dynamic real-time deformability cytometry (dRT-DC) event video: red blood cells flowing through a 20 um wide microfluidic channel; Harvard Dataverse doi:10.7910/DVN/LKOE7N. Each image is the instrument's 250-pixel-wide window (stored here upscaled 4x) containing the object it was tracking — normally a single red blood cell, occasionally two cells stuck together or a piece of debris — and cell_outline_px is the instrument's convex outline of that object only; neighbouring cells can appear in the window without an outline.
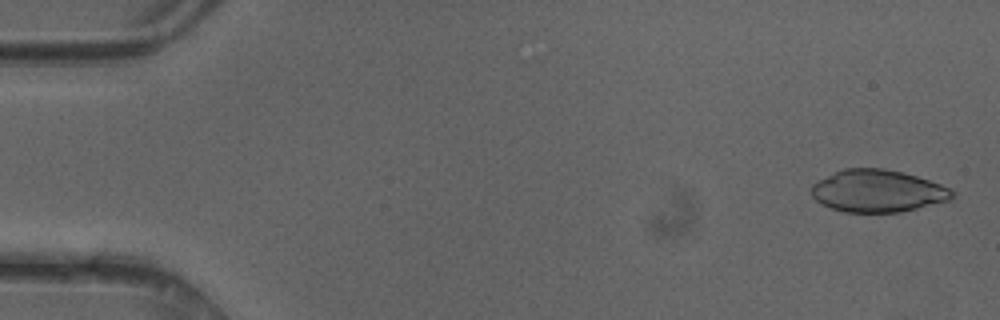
{"species": "common noctule bat (a hibernating species)", "species_latin": "Nyctalus noctula", "temperature_condition": "cold", "stored_images_in_passage": 49, "camera_frame_rate_fps": 3000, "um_per_image_px": 0.085, "animal": {"sex": "female"}, "frame": {"image": 1, "passage_image": 2, "time_ms": 0.333, "image_size_px": [1000, 320], "cell_outline_px": [[956, 196], [952, 200], [900, 212], [844, 212], [832, 208], [816, 200], [812, 196], [812, 184], [844, 168], [884, 168], [916, 176], [952, 188], [956, 192]], "centroid_in_image_um": [74.67, 16.24], "position_along_channel_um": 10.3, "area_um2": 34.56}}
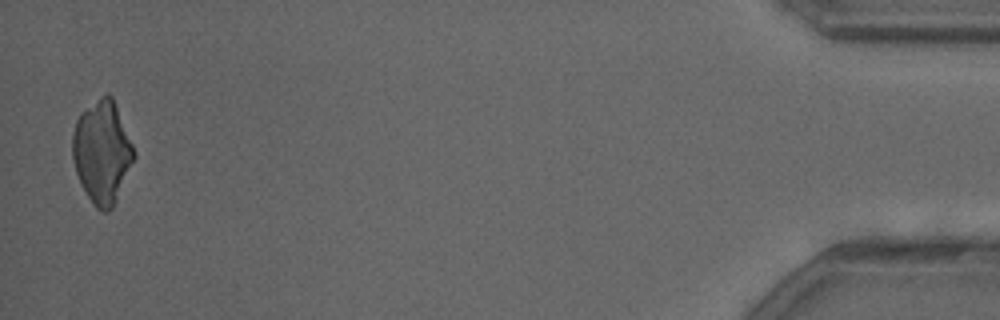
{"frame": {"image": 2, "passage_image": 48, "time_ms": 15.667, "image_size_px": [1000, 320], "cell_outline_px": [[136, 156], [116, 200], [112, 208], [108, 212], [100, 212], [96, 208], [80, 184], [76, 172], [72, 156], [72, 136], [76, 120], [80, 112], [100, 96], [108, 92], [112, 96], [116, 104], [136, 152]], "centroid_in_image_um": [8.68, 12.9], "position_along_channel_um": 426.5, "area_um2": 36.93}}